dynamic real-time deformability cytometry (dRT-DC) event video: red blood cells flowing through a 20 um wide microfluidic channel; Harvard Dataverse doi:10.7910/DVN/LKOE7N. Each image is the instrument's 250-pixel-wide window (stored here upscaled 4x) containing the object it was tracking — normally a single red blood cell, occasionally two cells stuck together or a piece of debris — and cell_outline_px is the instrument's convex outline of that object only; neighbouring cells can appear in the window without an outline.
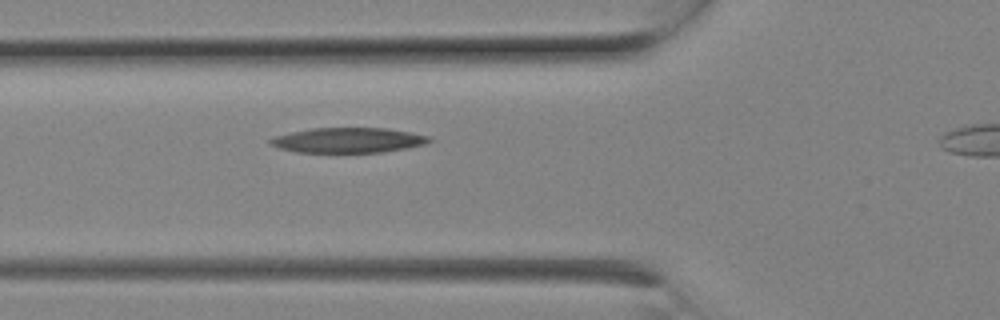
{"species": "Egyptian fruit bat (a non-hibernating species)", "species_latin": "Rousettus aegyptiacus", "temperature_condition": "room temperature", "stored_images_in_passage": 6, "camera_frame_rate_fps": 3000, "um_per_image_px": 0.085, "animal": {"sex": "female"}, "frame": {"image": 1, "passage_image": 5, "time_ms": 1.333, "image_size_px": [1000, 320], "cell_outline_px": [[432, 140], [424, 144], [384, 152], [296, 152], [280, 148], [268, 144], [268, 140], [272, 136], [312, 128], [388, 128], [428, 136]], "centroid_in_image_um": [29.53, 11.91], "position_along_channel_um": 96.3, "area_um2": 23.06}}